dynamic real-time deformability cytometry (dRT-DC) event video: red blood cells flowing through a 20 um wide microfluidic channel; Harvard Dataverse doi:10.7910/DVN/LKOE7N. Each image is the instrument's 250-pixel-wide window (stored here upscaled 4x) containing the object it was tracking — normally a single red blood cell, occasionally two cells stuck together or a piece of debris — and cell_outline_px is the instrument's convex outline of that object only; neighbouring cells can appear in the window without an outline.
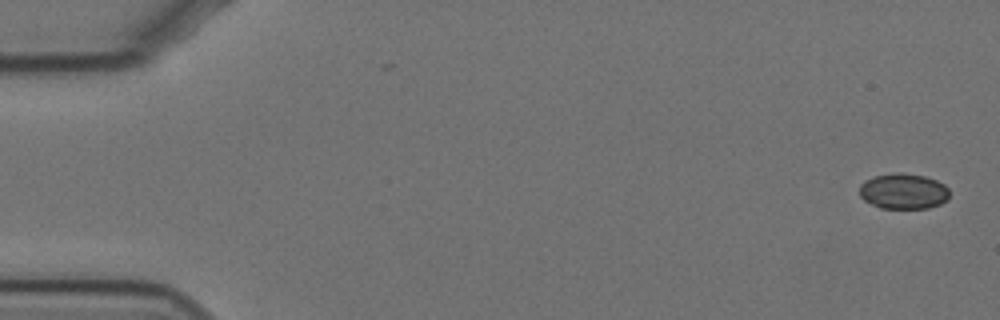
{"species": "Egyptian fruit bat (a non-hibernating species)", "species_latin": "Rousettus aegyptiacus", "temperature_condition": "cold", "stored_images_in_passage": 23, "camera_frame_rate_fps": 3000, "um_per_image_px": 0.085, "animal": {"sex": "female"}, "frame": {"image": 1, "passage_image": 1, "time_ms": 0.0, "image_size_px": [1000, 320], "cell_outline_px": [[948, 200], [940, 204], [928, 208], [880, 208], [864, 200], [860, 196], [860, 184], [864, 180], [872, 176], [896, 172], [900, 172], [924, 176], [936, 180], [944, 184], [948, 188]], "centroid_in_image_um": [76.78, 16.25], "position_along_channel_um": 8.2, "area_um2": 18.79}}
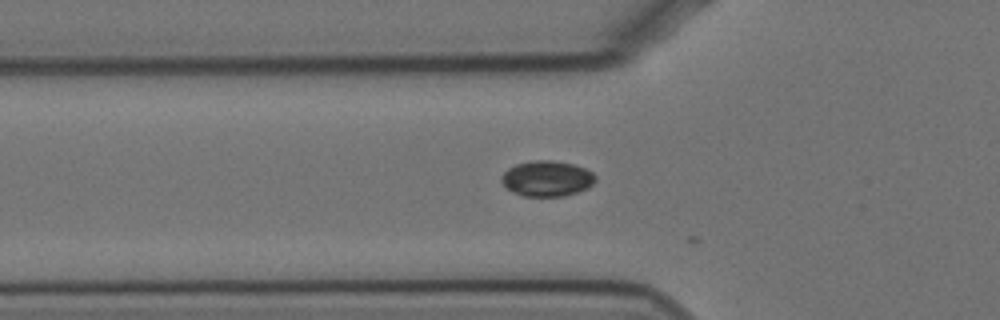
{"frame": {"image": 2, "passage_image": 19, "time_ms": 6.0, "image_size_px": [1000, 320], "cell_outline_px": [[596, 180], [588, 188], [564, 196], [524, 196], [512, 192], [500, 180], [500, 176], [508, 168], [516, 164], [532, 160], [552, 160], [572, 164], [584, 168], [592, 172], [596, 176]], "centroid_in_image_um": [46.48, 15.17], "position_along_channel_um": 79.3, "area_um2": 19.48}}
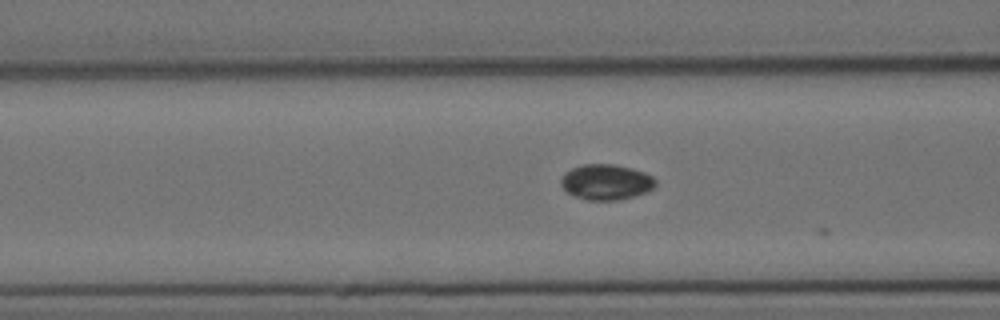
{"frame": {"image": 3, "passage_image": 22, "time_ms": 7.0, "image_size_px": [1000, 320], "cell_outline_px": [[656, 184], [648, 192], [616, 200], [588, 200], [576, 196], [568, 192], [560, 184], [560, 180], [564, 172], [572, 168], [584, 164], [612, 164], [632, 168], [644, 172], [652, 176], [656, 180]], "centroid_in_image_um": [51.52, 15.46], "position_along_channel_um": 115.1, "area_um2": 19.48}}